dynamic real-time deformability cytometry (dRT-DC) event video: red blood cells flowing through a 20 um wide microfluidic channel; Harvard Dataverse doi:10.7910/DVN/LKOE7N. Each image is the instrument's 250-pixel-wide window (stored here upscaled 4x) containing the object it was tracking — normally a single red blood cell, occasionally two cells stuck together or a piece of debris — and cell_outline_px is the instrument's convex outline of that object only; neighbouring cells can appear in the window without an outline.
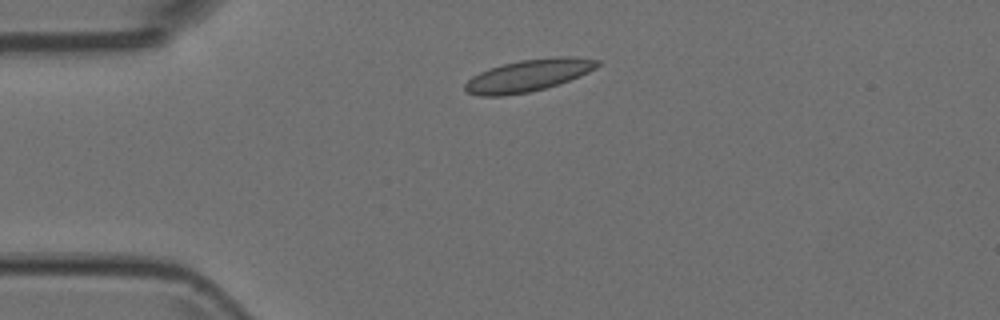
{"species": "Egyptian fruit bat (a non-hibernating species)", "species_latin": "Rousettus aegyptiacus", "temperature_condition": "room temperature", "stored_images_in_passage": 2, "camera_frame_rate_fps": 3000, "um_per_image_px": 0.085, "animal": {"sex": "female"}, "frame": {"image": 1, "passage_image": 1, "time_ms": 0.0, "image_size_px": [1000, 320], "cell_outline_px": [[600, 64], [596, 68], [580, 76], [544, 88], [528, 92], [504, 96], [480, 96], [464, 92], [464, 84], [472, 76], [480, 72], [504, 64], [520, 60], [552, 56], [572, 56], [600, 60]], "centroid_in_image_um": [44.9, 6.41], "position_along_channel_um": 40.1, "area_um2": 24.68}}